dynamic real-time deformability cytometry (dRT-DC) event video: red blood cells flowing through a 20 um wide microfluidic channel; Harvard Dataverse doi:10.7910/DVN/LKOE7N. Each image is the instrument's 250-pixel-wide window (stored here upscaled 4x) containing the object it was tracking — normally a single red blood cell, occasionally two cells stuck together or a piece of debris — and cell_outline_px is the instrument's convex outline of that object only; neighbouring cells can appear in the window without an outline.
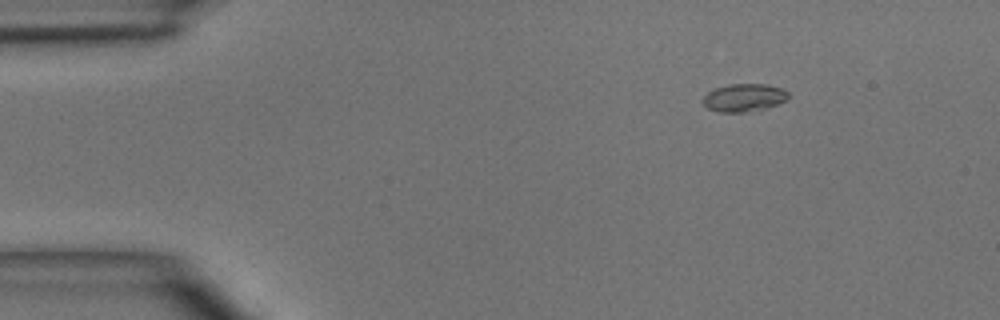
{"species": "common noctule bat (a hibernating species)", "species_latin": "Nyctalus noctula", "temperature_condition": "room temperature", "stored_images_in_passage": 3, "camera_frame_rate_fps": 3000, "um_per_image_px": 0.085, "animal": {"sex": "male", "body_mass_g": 15.6}, "frame": {"image": 1, "passage_image": 1, "time_ms": 0.0, "image_size_px": [1000, 320], "cell_outline_px": [[788, 100], [764, 108], [744, 112], [720, 112], [708, 108], [700, 100], [712, 88], [728, 84], [768, 84], [780, 88], [788, 92]], "centroid_in_image_um": [63.2, 8.28], "position_along_channel_um": 21.8, "area_um2": 13.87}}
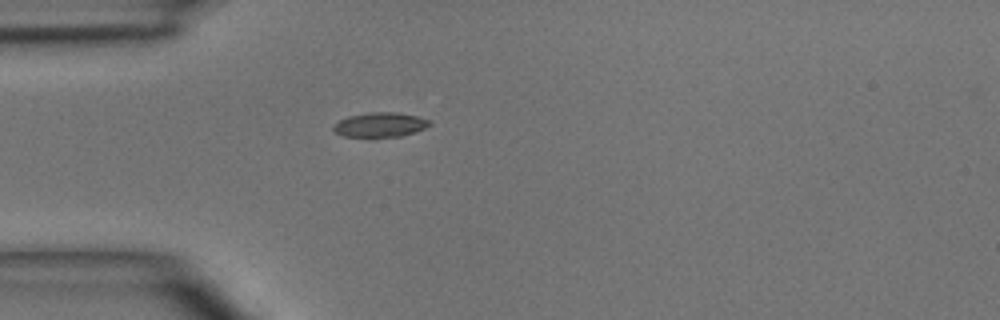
{"frame": {"image": 2, "passage_image": 3, "time_ms": 2.333, "image_size_px": [1000, 320], "cell_outline_px": [[432, 124], [424, 128], [400, 136], [372, 140], [344, 136], [336, 132], [332, 128], [332, 124], [348, 116], [368, 112], [396, 112], [416, 116], [432, 120]], "centroid_in_image_um": [32.26, 10.64], "position_along_channel_um": 52.7, "area_um2": 14.39}}